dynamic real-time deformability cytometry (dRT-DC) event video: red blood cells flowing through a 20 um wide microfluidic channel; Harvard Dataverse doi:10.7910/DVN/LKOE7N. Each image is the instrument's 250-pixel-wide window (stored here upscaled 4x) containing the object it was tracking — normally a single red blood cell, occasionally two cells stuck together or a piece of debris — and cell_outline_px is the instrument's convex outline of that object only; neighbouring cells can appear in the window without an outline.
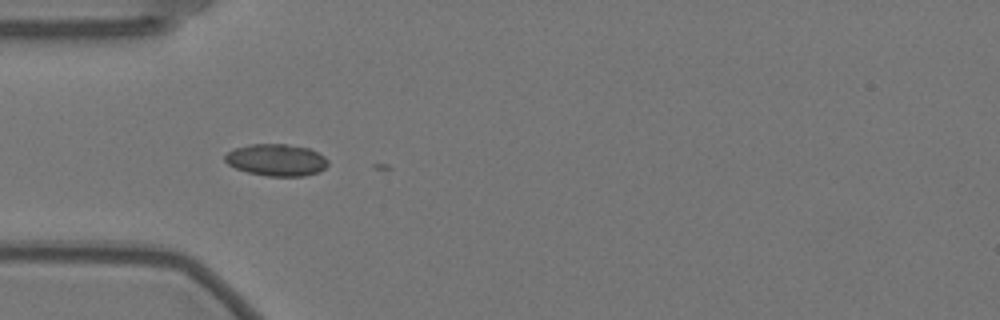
{"species": "Egyptian fruit bat (a non-hibernating species)", "species_latin": "Rousettus aegyptiacus", "temperature_condition": "warm", "stored_images_in_passage": 2, "camera_frame_rate_fps": 3000, "um_per_image_px": 0.085, "animal": {"sex": "female"}, "frame": {"image": 1, "passage_image": 1, "time_ms": 0.0, "image_size_px": [1000, 320], "cell_outline_px": [[328, 164], [324, 168], [316, 172], [304, 176], [268, 176], [248, 172], [236, 168], [228, 164], [224, 160], [224, 156], [232, 148], [248, 144], [284, 144], [308, 148], [324, 156], [328, 160]], "centroid_in_image_um": [23.45, 13.59], "position_along_channel_um": 61.5, "area_um2": 19.07}}